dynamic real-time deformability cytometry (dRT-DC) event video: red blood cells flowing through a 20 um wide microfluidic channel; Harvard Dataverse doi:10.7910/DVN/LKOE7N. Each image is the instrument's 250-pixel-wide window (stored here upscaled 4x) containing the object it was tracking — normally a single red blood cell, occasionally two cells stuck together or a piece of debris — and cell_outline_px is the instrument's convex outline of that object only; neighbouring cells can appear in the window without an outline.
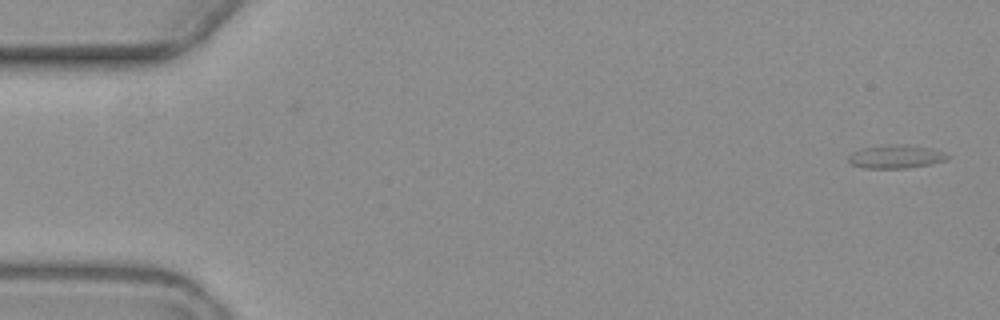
{"species": "common noctule bat (a hibernating species)", "species_latin": "Nyctalus noctula", "temperature_condition": "warm", "stored_images_in_passage": 5, "camera_frame_rate_fps": 3000, "um_per_image_px": 0.085, "animal": {"sex": "female", "body_mass_g": 19.3, "forearm_length_mm": 54.1}, "frame": {"image": 1, "passage_image": 1, "time_ms": 0.0, "image_size_px": [1000, 320], "cell_outline_px": [[952, 156], [948, 160], [932, 164], [904, 168], [864, 168], [852, 164], [848, 160], [848, 156], [852, 152], [860, 148], [888, 144], [904, 144], [932, 148], [944, 152]], "centroid_in_image_um": [76.19, 13.3], "position_along_channel_um": 8.8, "area_um2": 13.76}}
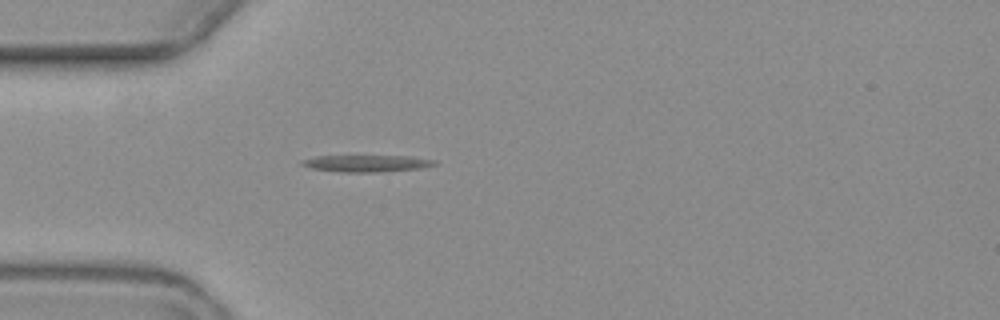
{"frame": {"image": 2, "passage_image": 5, "time_ms": 5.0, "image_size_px": [1000, 320], "cell_outline_px": [[440, 164], [424, 168], [380, 172], [344, 172], [312, 168], [300, 164], [300, 160], [316, 156], [408, 156], [436, 160]], "centroid_in_image_um": [31.24, 13.89], "position_along_channel_um": 53.8, "area_um2": 13.06}}